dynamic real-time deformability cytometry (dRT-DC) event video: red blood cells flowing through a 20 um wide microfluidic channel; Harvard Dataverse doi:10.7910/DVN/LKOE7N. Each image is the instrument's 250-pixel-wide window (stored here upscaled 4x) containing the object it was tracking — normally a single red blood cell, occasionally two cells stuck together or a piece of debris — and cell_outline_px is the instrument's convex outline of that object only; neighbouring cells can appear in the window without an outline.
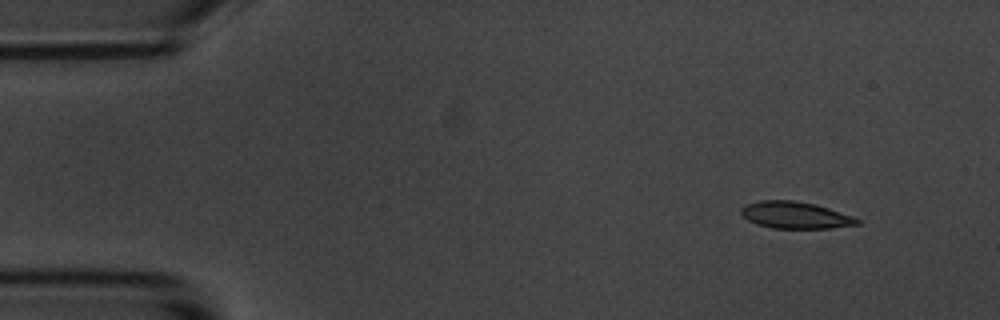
{"species": "common noctule bat (a hibernating species)", "species_latin": "Nyctalus noctula", "temperature_condition": "room temperature", "stored_images_in_passage": 4, "camera_frame_rate_fps": 3000, "um_per_image_px": 0.085, "animal": {"sex": "male", "body_mass_g": 20.1, "forearm_length_mm": 53.5}, "frame": {"image": 1, "passage_image": 1, "time_ms": 0.0, "image_size_px": [1000, 320], "cell_outline_px": [[860, 224], [828, 228], [772, 228], [756, 224], [748, 220], [740, 212], [740, 208], [748, 204], [760, 200], [792, 200], [816, 204], [852, 216], [860, 220]], "centroid_in_image_um": [67.58, 18.28], "position_along_channel_um": 17.4, "area_um2": 18.03}}
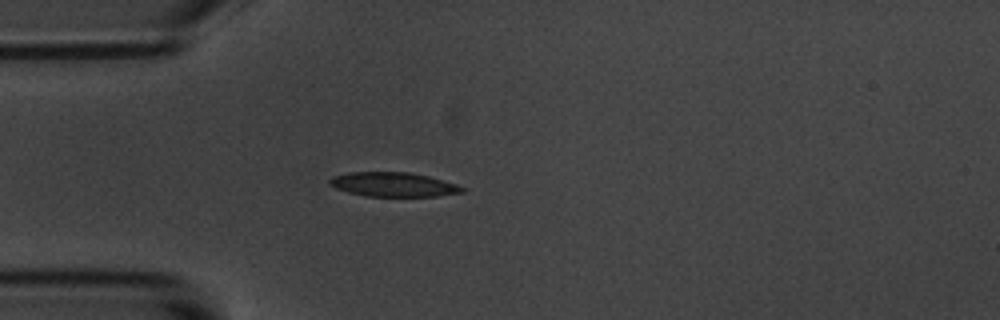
{"frame": {"image": 2, "passage_image": 4, "time_ms": 3.333, "image_size_px": [1000, 320], "cell_outline_px": [[464, 192], [436, 196], [364, 196], [348, 192], [336, 188], [328, 184], [328, 180], [332, 176], [348, 172], [412, 172], [428, 176], [456, 184], [464, 188]], "centroid_in_image_um": [33.39, 15.67], "position_along_channel_um": 51.6, "area_um2": 18.79}}